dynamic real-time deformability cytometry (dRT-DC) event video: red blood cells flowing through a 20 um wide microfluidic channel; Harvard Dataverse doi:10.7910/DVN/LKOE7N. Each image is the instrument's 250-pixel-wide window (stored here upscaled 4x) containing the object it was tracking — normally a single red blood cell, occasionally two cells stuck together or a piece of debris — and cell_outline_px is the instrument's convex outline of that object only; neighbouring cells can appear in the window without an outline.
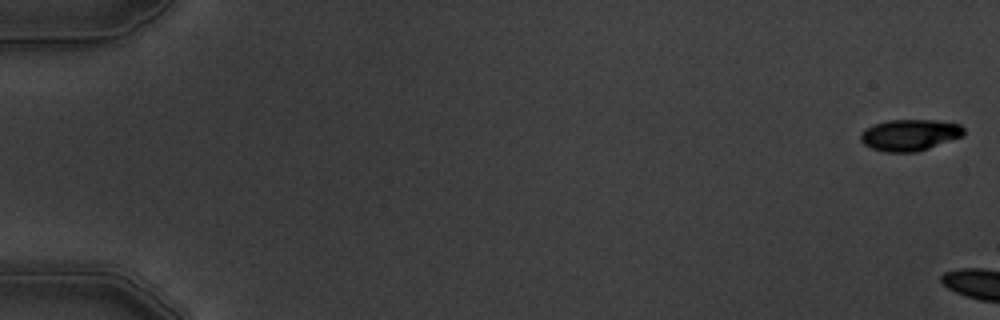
{"species": "common noctule bat (a hibernating species)", "species_latin": "Nyctalus noctula", "temperature_condition": "warm", "stored_images_in_passage": 4, "camera_frame_rate_fps": 3000, "um_per_image_px": 0.085, "animal": {"sex": "male", "body_mass_g": 19.5, "forearm_length_mm": 54.6}, "frame": {"image": 1, "passage_image": 1, "time_ms": 0.0, "image_size_px": [1000, 320], "cell_outline_px": [[964, 136], [916, 152], [888, 152], [872, 148], [864, 144], [860, 140], [860, 132], [864, 128], [888, 120], [936, 120], [960, 124], [964, 128]], "centroid_in_image_um": [77.33, 11.47], "position_along_channel_um": 7.7, "area_um2": 18.9}}